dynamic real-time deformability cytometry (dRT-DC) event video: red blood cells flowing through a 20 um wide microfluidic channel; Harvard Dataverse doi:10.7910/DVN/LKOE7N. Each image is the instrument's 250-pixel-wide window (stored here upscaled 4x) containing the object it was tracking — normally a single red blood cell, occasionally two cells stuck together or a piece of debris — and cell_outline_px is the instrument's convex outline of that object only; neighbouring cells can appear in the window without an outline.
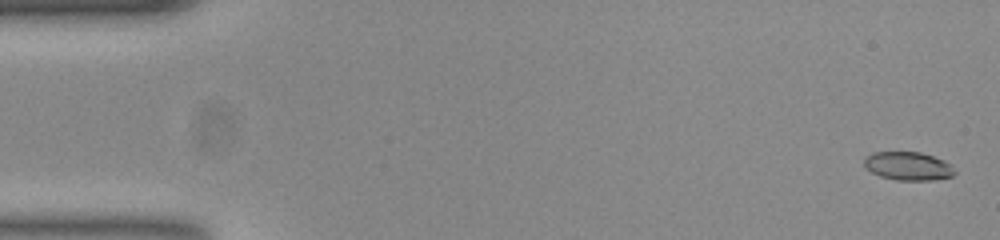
{"species": "common noctule bat (a hibernating species)", "species_latin": "Nyctalus noctula", "temperature_condition": "room temperature", "stored_images_in_passage": 55, "camera_frame_rate_fps": 3000, "um_per_image_px": 0.085, "animal": {"sex": "female", "body_mass_g": 23.0, "forearm_length_mm": 53.4}, "frame": {"image": 1, "passage_image": 2, "time_ms": 0.333, "image_size_px": [1000, 240], "cell_outline_px": [[956, 172], [952, 176], [932, 180], [896, 180], [880, 176], [864, 168], [864, 160], [872, 152], [920, 152], [944, 160], [952, 164]], "centroid_in_image_um": [77.2, 14.12], "position_along_channel_um": 7.8, "area_um2": 15.03}}
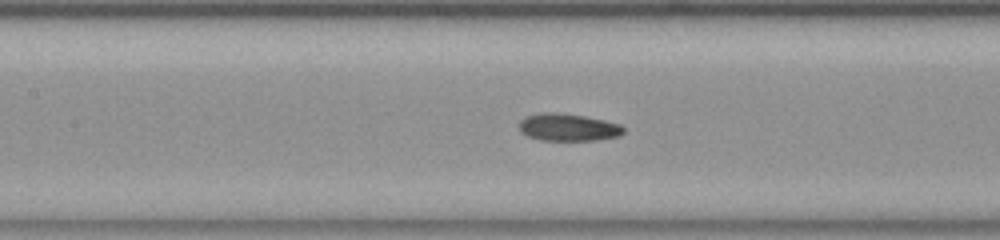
{"frame": {"image": 2, "passage_image": 25, "time_ms": 8.0, "image_size_px": [1000, 240], "cell_outline_px": [[624, 132], [620, 136], [596, 140], [540, 140], [528, 136], [520, 132], [520, 120], [524, 116], [540, 112], [556, 112], [584, 116], [604, 120], [620, 124], [624, 128]], "centroid_in_image_um": [48.27, 10.81], "position_along_channel_um": 159.1, "area_um2": 16.76}}
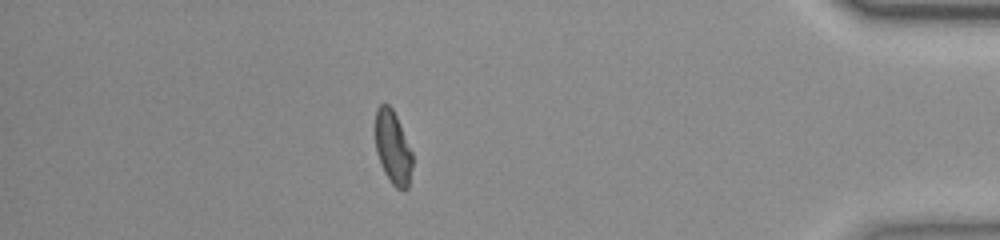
{"frame": {"image": 3, "passage_image": 48, "time_ms": 15.667, "image_size_px": [1000, 240], "cell_outline_px": [[412, 164], [408, 188], [396, 188], [392, 184], [384, 172], [380, 164], [376, 152], [376, 108], [380, 104], [388, 104], [392, 108], [396, 116], [412, 152]], "centroid_in_image_um": [33.38, 12.54], "position_along_channel_um": 401.8, "area_um2": 15.61}, "authors_computed_cell_mechanics": {"area_um2": 16.4152, "velocity_mm_per_s": 3.768, "shape_relaxation_time_tau1_ms": 7.0912, "shape_relaxation_time_tau2_ms": 2.3082, "deformation_change_tau1": 0.1926, "deformation_change_tau2": 0.0677}}